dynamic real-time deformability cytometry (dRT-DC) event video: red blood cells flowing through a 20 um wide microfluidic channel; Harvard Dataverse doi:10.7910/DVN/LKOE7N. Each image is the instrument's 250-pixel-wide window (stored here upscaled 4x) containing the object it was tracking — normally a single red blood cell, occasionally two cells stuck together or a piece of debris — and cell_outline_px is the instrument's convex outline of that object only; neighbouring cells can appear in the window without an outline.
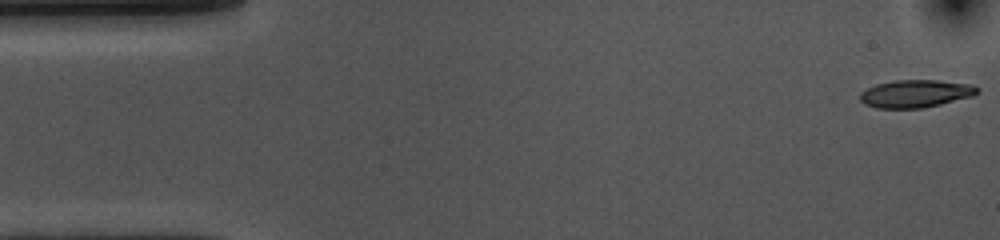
{"species": "common noctule bat (a hibernating species)", "species_latin": "Nyctalus noctula", "temperature_condition": "cold", "stored_images_in_passage": 15, "camera_frame_rate_fps": 3000, "um_per_image_px": 0.085, "animal": {"sex": "female", "body_mass_g": 10.0, "forearm_length_mm": 53.1}, "frame": {"image": 1, "passage_image": 1, "time_ms": 0.0, "image_size_px": [1000, 240], "cell_outline_px": [[980, 88], [972, 96], [924, 108], [876, 108], [864, 104], [860, 100], [860, 92], [876, 84], [896, 80], [936, 80], [972, 84]], "centroid_in_image_um": [77.8, 7.96], "position_along_channel_um": 7.2, "area_um2": 18.84}}
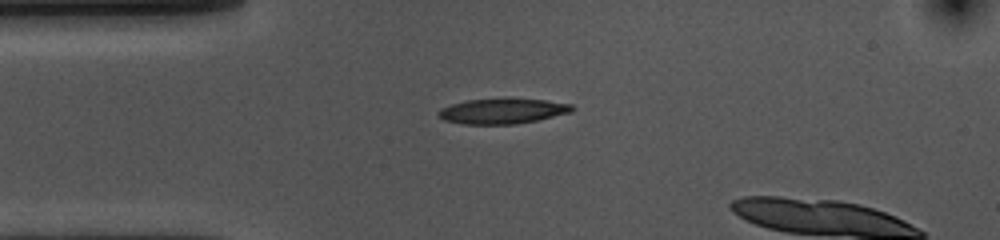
{"frame": {"image": 2, "passage_image": 12, "time_ms": 3.667, "image_size_px": [1000, 240], "cell_outline_px": [[576, 108], [572, 112], [536, 120], [516, 124], [464, 124], [444, 120], [436, 112], [440, 108], [464, 100], [504, 96], [508, 96], [544, 100], [572, 104]], "centroid_in_image_um": [42.72, 9.4], "position_along_channel_um": 42.3, "area_um2": 20.4}}